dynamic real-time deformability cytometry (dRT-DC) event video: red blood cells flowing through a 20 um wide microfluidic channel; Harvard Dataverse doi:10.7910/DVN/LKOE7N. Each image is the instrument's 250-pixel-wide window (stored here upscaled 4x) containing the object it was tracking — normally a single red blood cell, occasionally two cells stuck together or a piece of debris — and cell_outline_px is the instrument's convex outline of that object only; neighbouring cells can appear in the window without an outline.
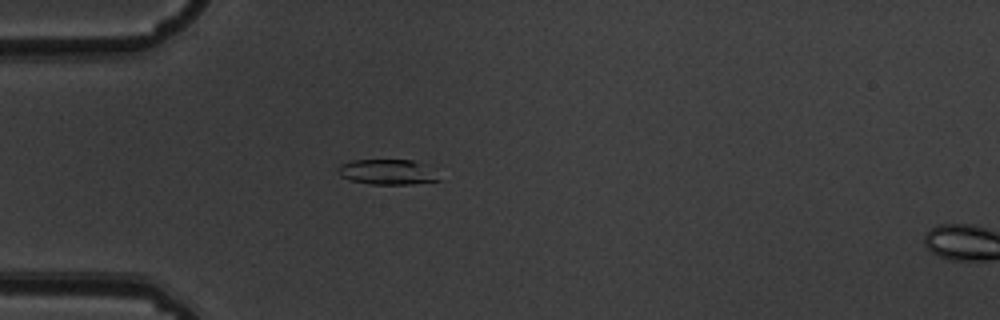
{"species": "common noctule bat (a hibernating species)", "species_latin": "Nyctalus noctula", "temperature_condition": "warm", "stored_images_in_passage": 2, "camera_frame_rate_fps": 3000, "um_per_image_px": 0.085, "animal": {"sex": "male", "body_mass_g": 19.5, "forearm_length_mm": 54.6}, "frame": {"image": 1, "passage_image": 1, "time_ms": 0.0, "image_size_px": [1000, 320], "cell_outline_px": [[440, 180], [412, 184], [372, 184], [352, 180], [340, 176], [340, 164], [352, 160], [412, 160], [424, 164]], "centroid_in_image_um": [32.9, 14.61], "position_along_channel_um": 52.1, "area_um2": 14.39}}